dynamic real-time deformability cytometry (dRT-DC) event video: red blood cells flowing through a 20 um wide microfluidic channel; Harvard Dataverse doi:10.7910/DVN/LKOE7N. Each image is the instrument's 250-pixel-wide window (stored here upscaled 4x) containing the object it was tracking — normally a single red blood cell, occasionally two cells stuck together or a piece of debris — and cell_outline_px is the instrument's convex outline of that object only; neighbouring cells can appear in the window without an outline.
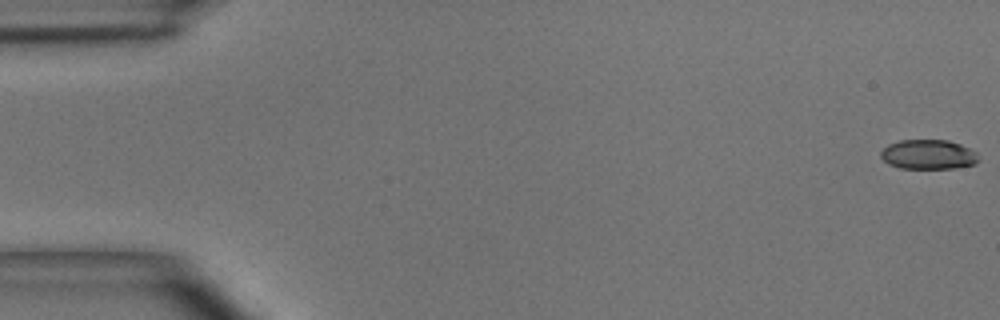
{"species": "common noctule bat (a hibernating species)", "species_latin": "Nyctalus noctula", "temperature_condition": "room temperature", "stored_images_in_passage": 50, "camera_frame_rate_fps": 3000, "um_per_image_px": 0.085, "animal": {"sex": "male", "body_mass_g": 15.6}, "frame": {"image": 1, "passage_image": 1, "time_ms": 0.0, "image_size_px": [1000, 320], "cell_outline_px": [[976, 164], [952, 168], [900, 168], [888, 164], [880, 156], [880, 152], [888, 144], [900, 140], [948, 140], [960, 144], [976, 152]], "centroid_in_image_um": [78.86, 13.12], "position_along_channel_um": 6.1, "area_um2": 16.7}}
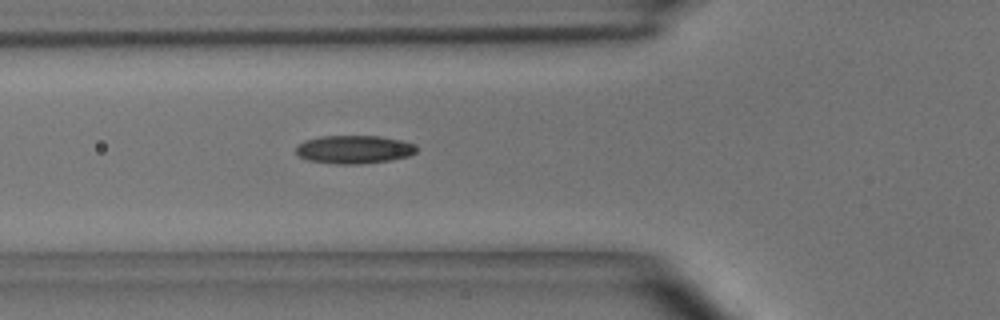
{"frame": {"image": 2, "passage_image": 18, "time_ms": 5.667, "image_size_px": [1000, 320], "cell_outline_px": [[416, 152], [408, 156], [388, 160], [356, 164], [336, 164], [308, 160], [300, 156], [296, 152], [296, 148], [304, 140], [320, 136], [380, 136], [400, 140], [416, 144]], "centroid_in_image_um": [30.09, 12.69], "position_along_channel_um": 95.7, "area_um2": 19.65}}
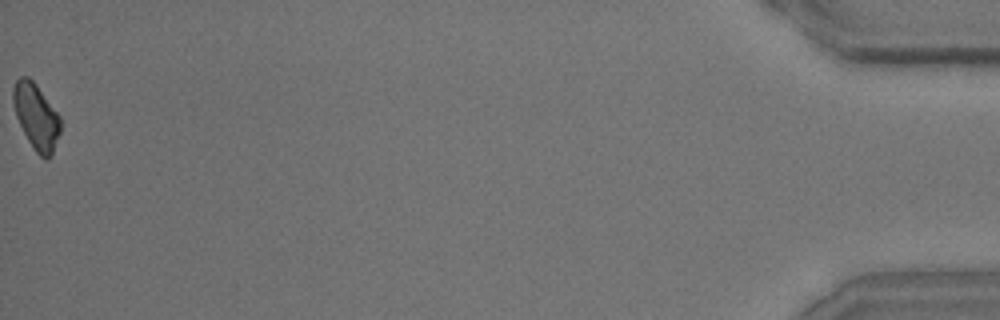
{"frame": {"image": 3, "passage_image": 50, "time_ms": 16.333, "image_size_px": [1000, 320], "cell_outline_px": [[60, 132], [52, 152], [48, 160], [44, 160], [36, 152], [28, 140], [16, 116], [12, 100], [12, 88], [16, 80], [20, 76], [28, 76], [36, 84], [60, 116]], "centroid_in_image_um": [3.06, 9.88], "position_along_channel_um": 432.1, "area_um2": 17.98}, "authors_computed_cell_mechanics": {"area_um2": 18.496, "velocity_mm_per_s": 4.061, "shape_relaxation_time_tau1_ms": 3.4614, "shape_relaxation_time_tau2_ms": 4.1021, "deformation_change_tau1": 0.1333, "deformation_change_tau2": 0.1157}}